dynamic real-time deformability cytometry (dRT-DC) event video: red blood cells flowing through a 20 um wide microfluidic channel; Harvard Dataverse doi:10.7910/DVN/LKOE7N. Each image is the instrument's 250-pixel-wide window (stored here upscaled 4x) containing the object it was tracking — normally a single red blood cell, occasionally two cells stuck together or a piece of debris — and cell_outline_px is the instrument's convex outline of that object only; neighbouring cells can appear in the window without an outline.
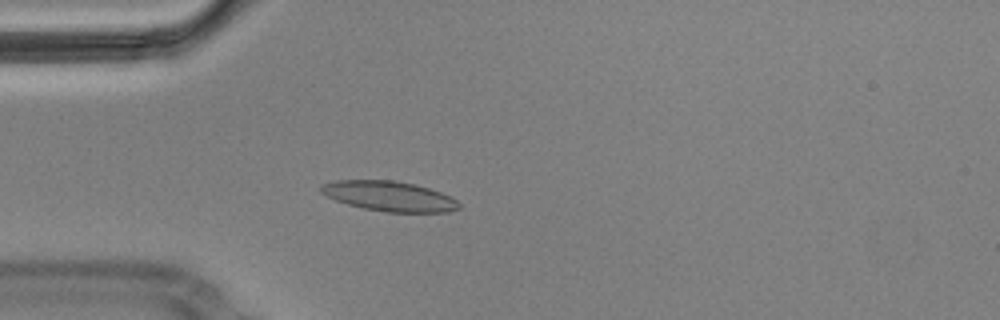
{"species": "Egyptian fruit bat (a non-hibernating species)", "species_latin": "Rousettus aegyptiacus", "temperature_condition": "cold", "stored_images_in_passage": 1, "camera_frame_rate_fps": 3000, "um_per_image_px": 0.085, "animal": {"sex": "male"}, "frame": {"image": 1, "passage_image": 1, "time_ms": 0.0, "image_size_px": [1000, 320], "cell_outline_px": [[460, 208], [448, 212], [388, 212], [364, 208], [348, 204], [336, 200], [320, 192], [320, 184], [336, 180], [392, 180], [416, 184], [440, 192], [456, 200], [460, 204]], "centroid_in_image_um": [33.07, 16.67], "position_along_channel_um": 51.9, "area_um2": 23.99}}